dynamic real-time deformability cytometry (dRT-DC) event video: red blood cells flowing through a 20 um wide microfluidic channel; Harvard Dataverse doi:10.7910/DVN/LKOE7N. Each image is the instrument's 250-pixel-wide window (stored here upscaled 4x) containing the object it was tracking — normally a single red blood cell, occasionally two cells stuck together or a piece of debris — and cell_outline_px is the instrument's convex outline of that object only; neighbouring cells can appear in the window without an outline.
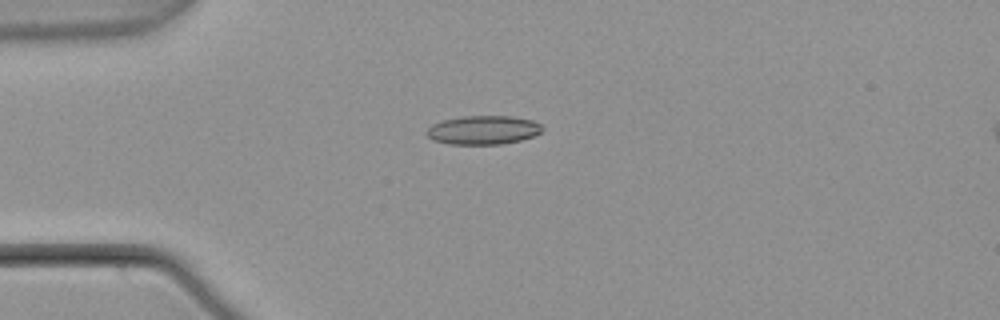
{"species": "common noctule bat (a hibernating species)", "species_latin": "Nyctalus noctula", "temperature_condition": "warm", "stored_images_in_passage": 5, "camera_frame_rate_fps": 3000, "um_per_image_px": 0.085, "animal": {"sex": "male", "body_mass_g": 21.5, "forearm_length_mm": 52.0}, "frame": {"image": 1, "passage_image": 4, "time_ms": 1.0, "image_size_px": [1000, 320], "cell_outline_px": [[544, 128], [540, 132], [532, 136], [520, 140], [500, 144], [448, 144], [432, 140], [424, 132], [432, 124], [444, 120], [464, 116], [512, 116], [532, 120], [540, 124]], "centroid_in_image_um": [41.05, 11.05], "position_along_channel_um": 44.0, "area_um2": 19.36}}